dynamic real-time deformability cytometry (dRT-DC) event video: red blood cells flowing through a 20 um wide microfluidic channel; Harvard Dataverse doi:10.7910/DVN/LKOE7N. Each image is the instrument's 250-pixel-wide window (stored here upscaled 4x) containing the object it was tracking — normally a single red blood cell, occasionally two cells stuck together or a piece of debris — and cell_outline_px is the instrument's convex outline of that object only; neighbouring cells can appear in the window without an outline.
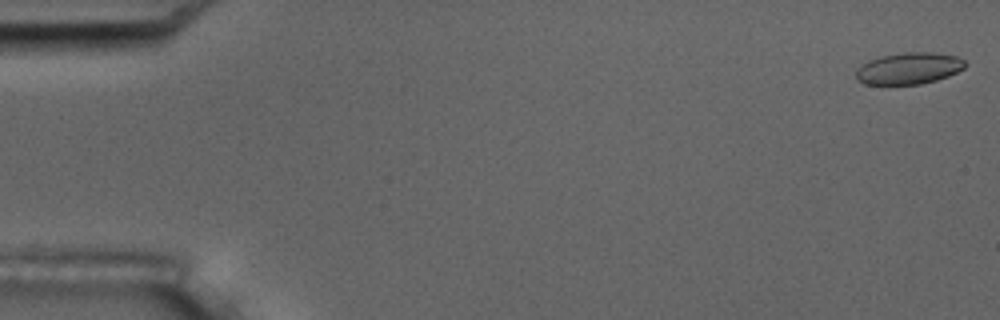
{"species": "common noctule bat (a hibernating species)", "species_latin": "Nyctalus noctula", "temperature_condition": "room temperature", "stored_images_in_passage": 5, "camera_frame_rate_fps": 3000, "um_per_image_px": 0.085, "animal": {"sex": "male", "body_mass_g": 17.5, "forearm_length_mm": 52.3}, "frame": {"image": 1, "passage_image": 1, "time_ms": 0.0, "image_size_px": [1000, 320], "cell_outline_px": [[968, 64], [964, 68], [948, 76], [936, 80], [920, 84], [864, 84], [856, 80], [856, 68], [868, 60], [880, 56], [904, 52], [932, 52], [956, 56], [964, 60]], "centroid_in_image_um": [77.23, 5.8], "position_along_channel_um": 7.8, "area_um2": 20.23}}